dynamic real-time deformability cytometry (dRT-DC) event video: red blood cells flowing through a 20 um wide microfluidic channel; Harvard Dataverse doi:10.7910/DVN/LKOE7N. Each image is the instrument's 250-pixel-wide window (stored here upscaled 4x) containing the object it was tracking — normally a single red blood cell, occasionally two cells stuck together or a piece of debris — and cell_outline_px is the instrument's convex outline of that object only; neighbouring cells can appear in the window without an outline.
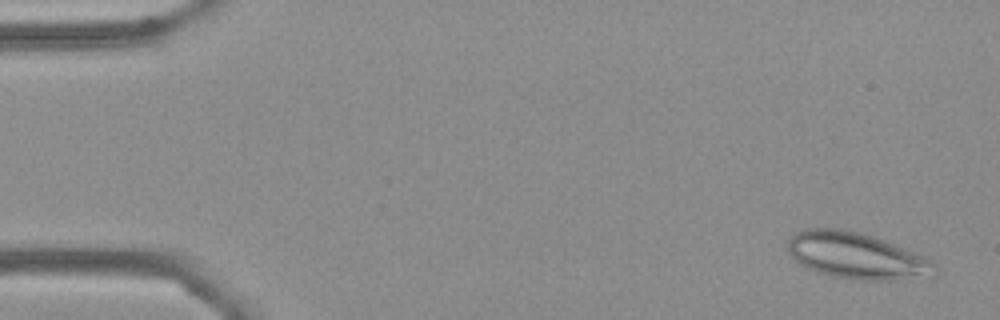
{"species": "Egyptian fruit bat (a non-hibernating species)", "species_latin": "Rousettus aegyptiacus", "temperature_condition": "cold", "stored_images_in_passage": 56, "camera_frame_rate_fps": 3000, "um_per_image_px": 0.085, "frame": {"image": 1, "passage_image": 3, "time_ms": 0.667, "image_size_px": [1000, 320], "cell_outline_px": [[940, 268], [932, 276], [892, 280], [860, 280], [836, 276], [820, 272], [808, 268], [800, 264], [788, 252], [788, 240], [796, 232], [804, 228], [840, 228], [860, 232], [872, 236], [924, 256], [936, 264]], "centroid_in_image_um": [72.81, 21.73], "position_along_channel_um": 12.2, "area_um2": 39.42}}
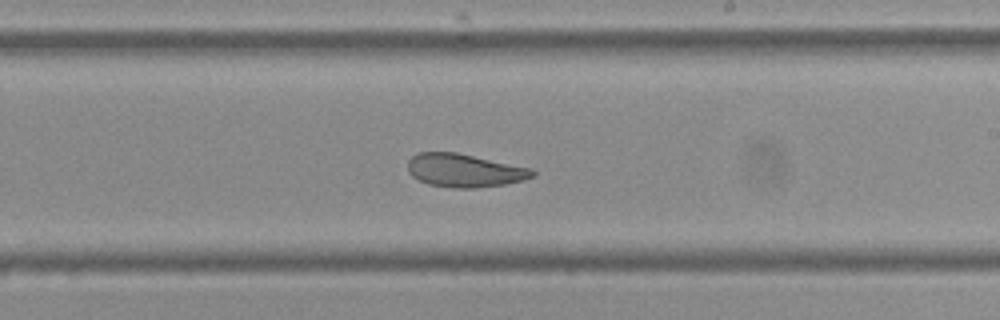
{"frame": {"image": 2, "passage_image": 33, "time_ms": 10.667, "image_size_px": [1000, 320], "cell_outline_px": [[536, 176], [504, 184], [476, 188], [452, 188], [428, 184], [412, 176], [408, 172], [408, 160], [416, 152], [456, 152], [532, 168], [536, 172]], "centroid_in_image_um": [39.47, 14.48], "position_along_channel_um": 249.5, "area_um2": 24.22}}
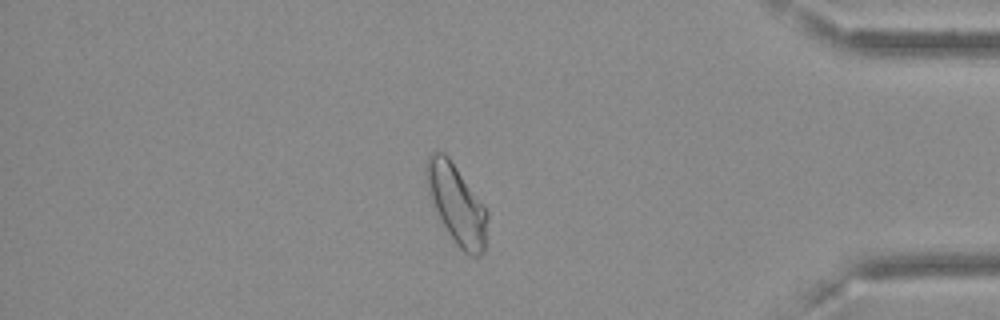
{"frame": {"image": 3, "passage_image": 48, "time_ms": 15.667, "image_size_px": [1000, 320], "cell_outline_px": [[488, 216], [484, 252], [480, 256], [472, 256], [464, 252], [456, 244], [440, 220], [436, 212], [428, 192], [428, 156], [432, 152], [444, 152], [448, 156], [488, 212]], "centroid_in_image_um": [38.84, 17.41], "position_along_channel_um": 396.4, "area_um2": 27.4}, "authors_computed_cell_mechanics": {"area_um2": 28.1197, "velocity_mm_per_s": 3.5874, "shape_relaxation_time_tau1_ms": null, "shape_relaxation_time_tau2_ms": 2.7086, "deformation_change_tau1": null, "deformation_change_tau2": 0.0798}}